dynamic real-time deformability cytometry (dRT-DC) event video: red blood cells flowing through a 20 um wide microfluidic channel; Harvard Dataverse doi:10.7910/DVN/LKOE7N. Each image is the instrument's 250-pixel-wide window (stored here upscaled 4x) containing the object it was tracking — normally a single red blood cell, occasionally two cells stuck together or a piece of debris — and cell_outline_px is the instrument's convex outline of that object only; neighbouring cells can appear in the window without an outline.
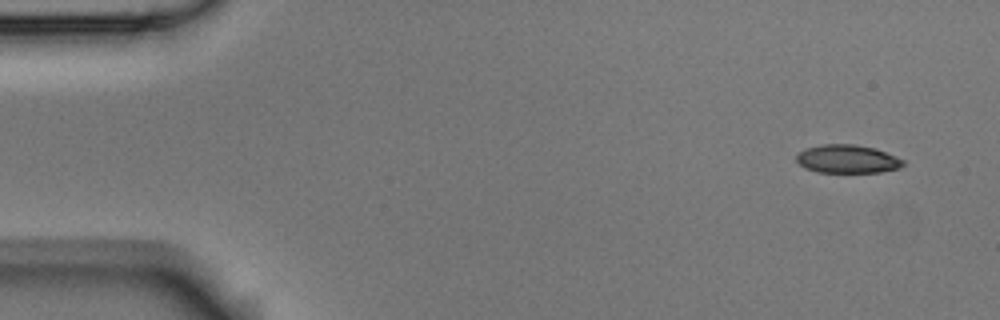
{"species": "Egyptian fruit bat (a non-hibernating species)", "species_latin": "Rousettus aegyptiacus", "temperature_condition": "room temperature", "stored_images_in_passage": 50, "camera_frame_rate_fps": 3000, "um_per_image_px": 0.085, "animal": {"sex": "male"}, "frame": {"image": 1, "passage_image": 1, "time_ms": 0.0, "image_size_px": [1000, 320], "cell_outline_px": [[904, 164], [900, 168], [880, 172], [816, 172], [804, 168], [796, 160], [796, 156], [804, 148], [820, 144], [856, 144], [876, 148], [896, 156], [904, 160]], "centroid_in_image_um": [72.02, 13.5], "position_along_channel_um": 13.0, "area_um2": 17.8}}
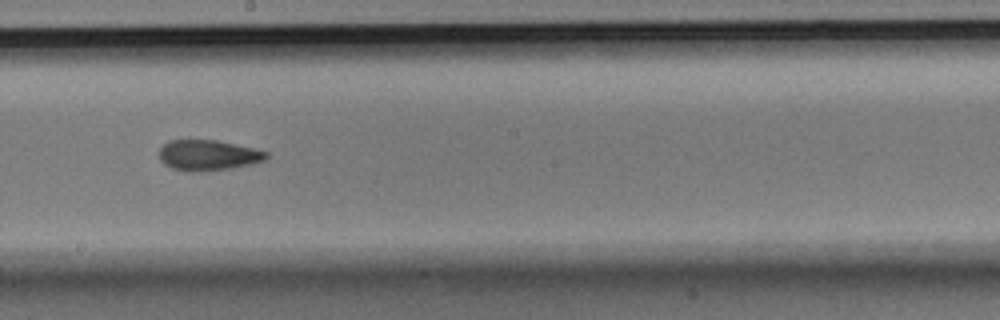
{"frame": {"image": 2, "passage_image": 27, "time_ms": 8.667, "image_size_px": [1000, 320], "cell_outline_px": [[268, 156], [264, 160], [252, 164], [232, 168], [196, 172], [184, 172], [172, 168], [164, 164], [160, 160], [160, 148], [168, 140], [216, 140], [252, 148], [268, 152]], "centroid_in_image_um": [17.66, 13.2], "position_along_channel_um": 230.5, "area_um2": 19.07}}
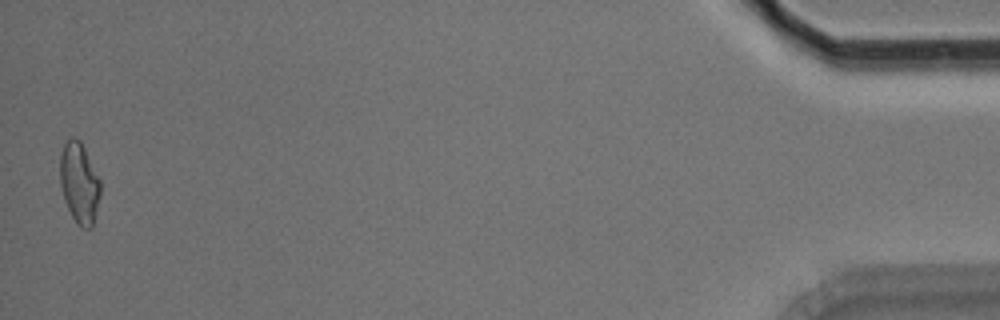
{"frame": {"image": 3, "passage_image": 50, "time_ms": 16.333, "image_size_px": [1000, 320], "cell_outline_px": [[100, 196], [92, 228], [80, 228], [76, 224], [64, 200], [60, 184], [60, 156], [64, 144], [68, 136], [72, 136], [80, 140], [100, 180]], "centroid_in_image_um": [6.73, 15.56], "position_along_channel_um": 428.5, "area_um2": 19.07}, "authors_computed_cell_mechanics": {"area_um2": 18.9295, "velocity_mm_per_s": 3.7846, "shape_relaxation_time_tau1_ms": 4.6908, "shape_relaxation_time_tau2_ms": 2.4228, "deformation_change_tau1": 0.1549, "deformation_change_tau2": 0.0978}}